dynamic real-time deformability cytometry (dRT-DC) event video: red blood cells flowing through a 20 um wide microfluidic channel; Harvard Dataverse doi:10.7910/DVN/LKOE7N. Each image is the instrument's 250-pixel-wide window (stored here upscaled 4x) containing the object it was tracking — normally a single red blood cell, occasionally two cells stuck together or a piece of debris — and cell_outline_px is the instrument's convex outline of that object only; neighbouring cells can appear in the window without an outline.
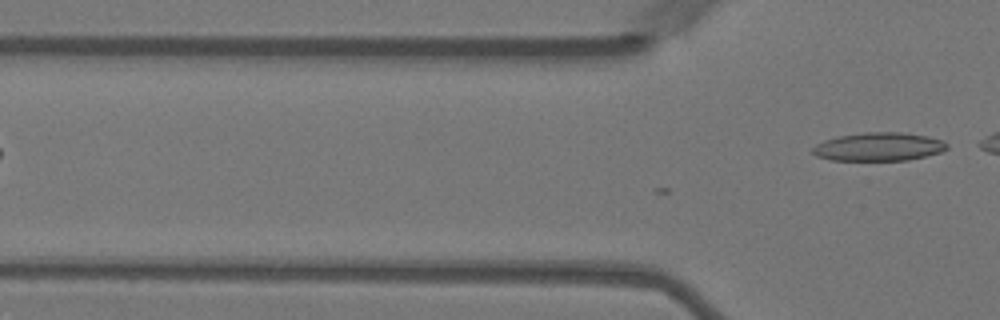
{"species": "Egyptian fruit bat (a non-hibernating species)", "species_latin": "Rousettus aegyptiacus", "temperature_condition": "warm", "stored_images_in_passage": 3, "camera_frame_rate_fps": 3000, "um_per_image_px": 0.085, "animal": {"sex": "female"}, "frame": {"image": 1, "passage_image": 3, "time_ms": 0.667, "image_size_px": [1000, 320], "cell_outline_px": [[948, 148], [940, 152], [908, 160], [832, 160], [816, 156], [812, 152], [812, 148], [816, 144], [824, 140], [836, 136], [864, 132], [900, 132], [928, 136], [944, 140], [948, 144]], "centroid_in_image_um": [74.69, 12.46], "position_along_channel_um": 51.1, "area_um2": 22.31}}